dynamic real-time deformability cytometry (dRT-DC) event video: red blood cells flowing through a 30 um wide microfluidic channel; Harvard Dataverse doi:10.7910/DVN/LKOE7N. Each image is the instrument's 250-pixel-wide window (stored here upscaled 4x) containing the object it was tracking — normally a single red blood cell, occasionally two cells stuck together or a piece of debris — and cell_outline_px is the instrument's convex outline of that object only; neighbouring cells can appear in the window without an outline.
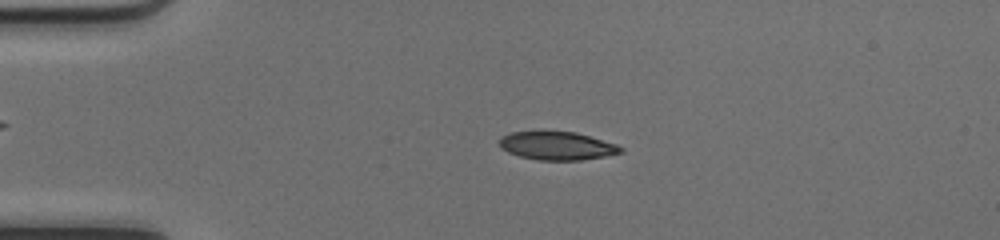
{"species": "common noctule bat (a hibernating species)", "species_latin": "Nyctalus noctula", "temperature_condition": "cold", "stored_images_in_passage": 49, "camera_frame_rate_fps": 3000, "um_per_image_px": 0.085, "animal": {"sex": "female", "body_mass_g": 17.0, "forearm_length_mm": 48.0}, "frame": {"image": 1, "passage_image": 11, "time_ms": 3.333, "image_size_px": [1000, 240], "cell_outline_px": [[624, 152], [604, 156], [580, 160], [536, 160], [520, 156], [508, 152], [500, 148], [500, 136], [512, 132], [544, 128], [576, 132], [616, 144], [624, 148]], "centroid_in_image_um": [47.3, 12.34], "position_along_channel_um": 37.7, "area_um2": 20.75}}
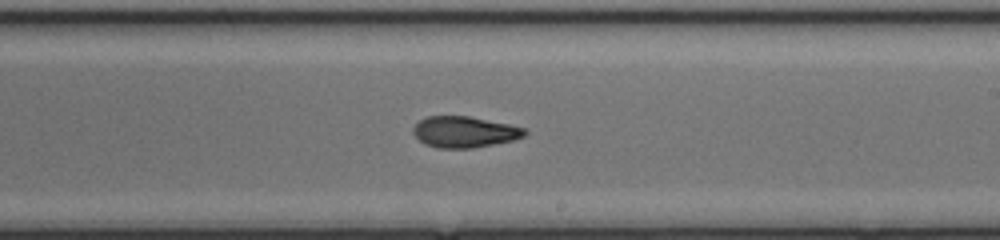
{"frame": {"image": 2, "passage_image": 29, "time_ms": 9.333, "image_size_px": [1000, 240], "cell_outline_px": [[528, 132], [524, 136], [512, 140], [472, 148], [436, 148], [424, 144], [412, 132], [412, 128], [420, 120], [428, 116], [468, 116], [508, 124], [524, 128]], "centroid_in_image_um": [39.45, 11.21], "position_along_channel_um": 249.6, "area_um2": 20.06}}
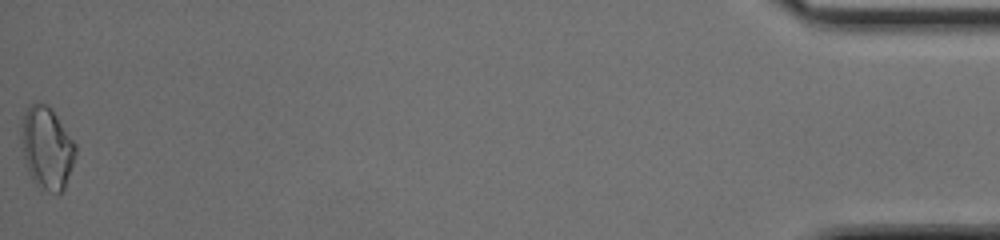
{"frame": {"image": 3, "passage_image": 49, "time_ms": 16.0, "image_size_px": [1000, 240], "cell_outline_px": [[76, 152], [64, 188], [56, 196], [40, 192], [32, 180], [28, 172], [24, 160], [24, 116], [28, 108], [32, 104], [48, 104], [76, 144]], "centroid_in_image_um": [4.02, 12.7], "position_along_channel_um": 431.2, "area_um2": 25.49}, "authors_computed_cell_mechanics": {"area_um2": 20.7502, "velocity_mm_per_s": 4.1973, "shape_relaxation_time_tau1_ms": null, "shape_relaxation_time_tau2_ms": 3.4062, "deformation_change_tau1": null, "deformation_change_tau2": 0.0954}}